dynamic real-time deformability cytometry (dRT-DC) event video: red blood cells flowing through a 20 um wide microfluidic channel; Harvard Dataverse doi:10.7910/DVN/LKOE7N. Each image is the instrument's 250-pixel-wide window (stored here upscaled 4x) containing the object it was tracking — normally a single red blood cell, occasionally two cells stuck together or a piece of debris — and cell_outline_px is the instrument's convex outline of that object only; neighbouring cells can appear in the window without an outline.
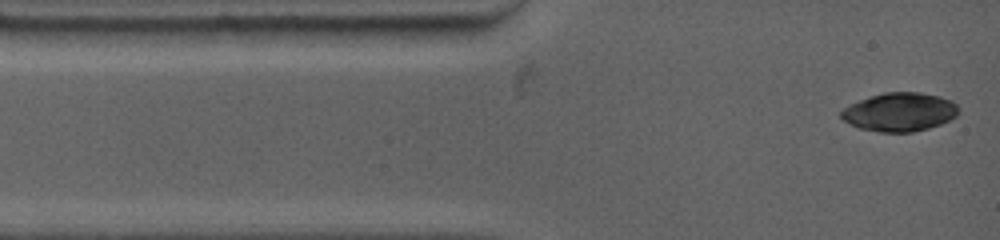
{"species": "common noctule bat (a hibernating species)", "species_latin": "Nyctalus noctula", "temperature_condition": "warm", "stored_images_in_passage": 4, "camera_frame_rate_fps": 4500, "um_per_image_px": 0.085, "animal": {"sex": "female", "body_mass_g": 19.0, "forearm_length_mm": 53.3}, "frame": {"image": 1, "passage_image": 1, "time_ms": 0.0, "image_size_px": [1000, 240], "cell_outline_px": [[960, 108], [956, 116], [940, 124], [928, 128], [912, 132], [880, 132], [860, 128], [844, 120], [840, 116], [840, 112], [844, 108], [860, 100], [884, 92], [920, 92], [936, 96], [948, 100], [956, 104]], "centroid_in_image_um": [76.47, 9.52], "position_along_channel_um": 8.5, "area_um2": 26.01}}
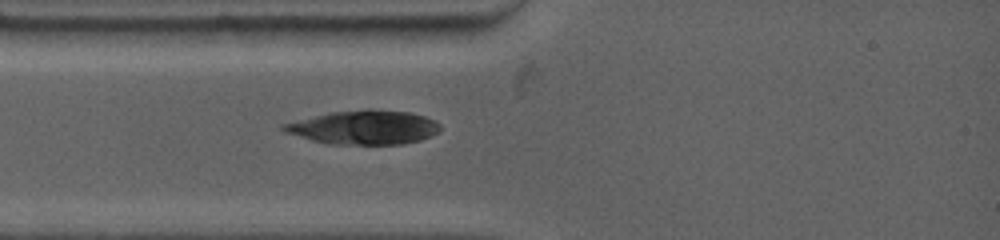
{"frame": {"image": 2, "passage_image": 4, "time_ms": 2.222, "image_size_px": [1000, 240], "cell_outline_px": [[440, 132], [420, 140], [404, 144], [328, 144], [312, 140], [284, 132], [280, 128], [280, 124], [332, 112], [408, 112], [424, 116], [440, 124]], "centroid_in_image_um": [30.91, 10.88], "position_along_channel_um": 54.1, "area_um2": 29.94}}